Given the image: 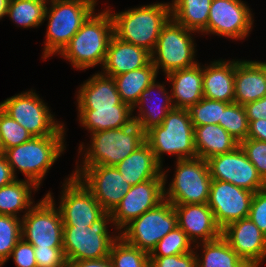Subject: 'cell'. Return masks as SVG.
Masks as SVG:
<instances>
[{"instance_id":"obj_17","label":"cell","mask_w":266,"mask_h":267,"mask_svg":"<svg viewBox=\"0 0 266 267\" xmlns=\"http://www.w3.org/2000/svg\"><path fill=\"white\" fill-rule=\"evenodd\" d=\"M166 172L168 173V170H163L165 179H151L131 186V189L111 212V225L115 226L118 232L133 219L157 207L164 201V187L167 181Z\"/></svg>"},{"instance_id":"obj_34","label":"cell","mask_w":266,"mask_h":267,"mask_svg":"<svg viewBox=\"0 0 266 267\" xmlns=\"http://www.w3.org/2000/svg\"><path fill=\"white\" fill-rule=\"evenodd\" d=\"M46 5L34 0H9L6 16L19 27L34 28L44 23Z\"/></svg>"},{"instance_id":"obj_44","label":"cell","mask_w":266,"mask_h":267,"mask_svg":"<svg viewBox=\"0 0 266 267\" xmlns=\"http://www.w3.org/2000/svg\"><path fill=\"white\" fill-rule=\"evenodd\" d=\"M248 217L266 235V188L254 193Z\"/></svg>"},{"instance_id":"obj_19","label":"cell","mask_w":266,"mask_h":267,"mask_svg":"<svg viewBox=\"0 0 266 267\" xmlns=\"http://www.w3.org/2000/svg\"><path fill=\"white\" fill-rule=\"evenodd\" d=\"M222 236L251 267H259L266 259V235L249 217L228 224Z\"/></svg>"},{"instance_id":"obj_3","label":"cell","mask_w":266,"mask_h":267,"mask_svg":"<svg viewBox=\"0 0 266 267\" xmlns=\"http://www.w3.org/2000/svg\"><path fill=\"white\" fill-rule=\"evenodd\" d=\"M64 139L65 135L32 137L25 143L7 149L3 155L16 179V169H18L26 180L40 188L48 170L66 149Z\"/></svg>"},{"instance_id":"obj_21","label":"cell","mask_w":266,"mask_h":267,"mask_svg":"<svg viewBox=\"0 0 266 267\" xmlns=\"http://www.w3.org/2000/svg\"><path fill=\"white\" fill-rule=\"evenodd\" d=\"M266 95V62L238 60L235 63L234 102L245 105Z\"/></svg>"},{"instance_id":"obj_12","label":"cell","mask_w":266,"mask_h":267,"mask_svg":"<svg viewBox=\"0 0 266 267\" xmlns=\"http://www.w3.org/2000/svg\"><path fill=\"white\" fill-rule=\"evenodd\" d=\"M177 226L173 204L164 200L157 207L133 219L120 231L119 236L150 254L157 243Z\"/></svg>"},{"instance_id":"obj_25","label":"cell","mask_w":266,"mask_h":267,"mask_svg":"<svg viewBox=\"0 0 266 267\" xmlns=\"http://www.w3.org/2000/svg\"><path fill=\"white\" fill-rule=\"evenodd\" d=\"M77 108H113L123 103L113 77L93 74L77 91Z\"/></svg>"},{"instance_id":"obj_24","label":"cell","mask_w":266,"mask_h":267,"mask_svg":"<svg viewBox=\"0 0 266 267\" xmlns=\"http://www.w3.org/2000/svg\"><path fill=\"white\" fill-rule=\"evenodd\" d=\"M235 61L215 60L203 66V95L207 99L234 102Z\"/></svg>"},{"instance_id":"obj_36","label":"cell","mask_w":266,"mask_h":267,"mask_svg":"<svg viewBox=\"0 0 266 267\" xmlns=\"http://www.w3.org/2000/svg\"><path fill=\"white\" fill-rule=\"evenodd\" d=\"M229 104L203 97L199 102L187 109L193 127L219 124V121H222L223 111Z\"/></svg>"},{"instance_id":"obj_4","label":"cell","mask_w":266,"mask_h":267,"mask_svg":"<svg viewBox=\"0 0 266 267\" xmlns=\"http://www.w3.org/2000/svg\"><path fill=\"white\" fill-rule=\"evenodd\" d=\"M96 2L97 0H54L49 7L46 6L44 21L48 20V26L43 60L63 51L94 12Z\"/></svg>"},{"instance_id":"obj_7","label":"cell","mask_w":266,"mask_h":267,"mask_svg":"<svg viewBox=\"0 0 266 267\" xmlns=\"http://www.w3.org/2000/svg\"><path fill=\"white\" fill-rule=\"evenodd\" d=\"M111 212H105L91 226H64L63 253L66 261L102 259L108 257L113 242L119 237L110 235L107 224Z\"/></svg>"},{"instance_id":"obj_45","label":"cell","mask_w":266,"mask_h":267,"mask_svg":"<svg viewBox=\"0 0 266 267\" xmlns=\"http://www.w3.org/2000/svg\"><path fill=\"white\" fill-rule=\"evenodd\" d=\"M11 257L16 267H37L33 245L22 238L16 243L10 258Z\"/></svg>"},{"instance_id":"obj_46","label":"cell","mask_w":266,"mask_h":267,"mask_svg":"<svg viewBox=\"0 0 266 267\" xmlns=\"http://www.w3.org/2000/svg\"><path fill=\"white\" fill-rule=\"evenodd\" d=\"M244 106L248 121L266 119V95L254 102L247 103Z\"/></svg>"},{"instance_id":"obj_28","label":"cell","mask_w":266,"mask_h":267,"mask_svg":"<svg viewBox=\"0 0 266 267\" xmlns=\"http://www.w3.org/2000/svg\"><path fill=\"white\" fill-rule=\"evenodd\" d=\"M80 124L91 133L120 129L130 125L133 109L128 104H118L113 108H77Z\"/></svg>"},{"instance_id":"obj_43","label":"cell","mask_w":266,"mask_h":267,"mask_svg":"<svg viewBox=\"0 0 266 267\" xmlns=\"http://www.w3.org/2000/svg\"><path fill=\"white\" fill-rule=\"evenodd\" d=\"M150 267H196L194 251L171 256H149Z\"/></svg>"},{"instance_id":"obj_35","label":"cell","mask_w":266,"mask_h":267,"mask_svg":"<svg viewBox=\"0 0 266 267\" xmlns=\"http://www.w3.org/2000/svg\"><path fill=\"white\" fill-rule=\"evenodd\" d=\"M109 257L114 267H150L149 254L120 236L113 242Z\"/></svg>"},{"instance_id":"obj_49","label":"cell","mask_w":266,"mask_h":267,"mask_svg":"<svg viewBox=\"0 0 266 267\" xmlns=\"http://www.w3.org/2000/svg\"><path fill=\"white\" fill-rule=\"evenodd\" d=\"M15 179L7 159L3 154L0 155V188L12 183Z\"/></svg>"},{"instance_id":"obj_26","label":"cell","mask_w":266,"mask_h":267,"mask_svg":"<svg viewBox=\"0 0 266 267\" xmlns=\"http://www.w3.org/2000/svg\"><path fill=\"white\" fill-rule=\"evenodd\" d=\"M156 89L159 95L161 94L163 96L162 102L159 100L155 101V98V100H153V98L150 97L154 96L153 92H155L154 90ZM165 89L166 88L164 84L158 83L156 82V80L153 81L141 93L137 104L132 108L133 112L135 111L136 107H138L139 109L138 113H140L138 114V116H134L133 114V120L142 128L144 133H146L153 127L161 125L162 121L167 116V113L175 108L172 102L171 93L170 95H168L169 93ZM162 96L160 97V99L162 98ZM150 101H155L156 103Z\"/></svg>"},{"instance_id":"obj_41","label":"cell","mask_w":266,"mask_h":267,"mask_svg":"<svg viewBox=\"0 0 266 267\" xmlns=\"http://www.w3.org/2000/svg\"><path fill=\"white\" fill-rule=\"evenodd\" d=\"M239 146L266 182V142L247 138L242 140Z\"/></svg>"},{"instance_id":"obj_6","label":"cell","mask_w":266,"mask_h":267,"mask_svg":"<svg viewBox=\"0 0 266 267\" xmlns=\"http://www.w3.org/2000/svg\"><path fill=\"white\" fill-rule=\"evenodd\" d=\"M91 144L86 150L81 143L79 152H85L81 166H116L145 143V133L133 121L120 129L91 133Z\"/></svg>"},{"instance_id":"obj_14","label":"cell","mask_w":266,"mask_h":267,"mask_svg":"<svg viewBox=\"0 0 266 267\" xmlns=\"http://www.w3.org/2000/svg\"><path fill=\"white\" fill-rule=\"evenodd\" d=\"M67 179V180H66ZM63 184L60 211L64 226H91L106 211L83 183L72 174Z\"/></svg>"},{"instance_id":"obj_40","label":"cell","mask_w":266,"mask_h":267,"mask_svg":"<svg viewBox=\"0 0 266 267\" xmlns=\"http://www.w3.org/2000/svg\"><path fill=\"white\" fill-rule=\"evenodd\" d=\"M33 136L0 108V141L4 151L30 140Z\"/></svg>"},{"instance_id":"obj_20","label":"cell","mask_w":266,"mask_h":267,"mask_svg":"<svg viewBox=\"0 0 266 267\" xmlns=\"http://www.w3.org/2000/svg\"><path fill=\"white\" fill-rule=\"evenodd\" d=\"M173 207L177 214L178 227L186 233L193 245L217 239L222 235V229L217 225L213 211L207 203Z\"/></svg>"},{"instance_id":"obj_18","label":"cell","mask_w":266,"mask_h":267,"mask_svg":"<svg viewBox=\"0 0 266 267\" xmlns=\"http://www.w3.org/2000/svg\"><path fill=\"white\" fill-rule=\"evenodd\" d=\"M253 196L250 190L212 179L207 204L217 225L224 229L228 224L248 217Z\"/></svg>"},{"instance_id":"obj_42","label":"cell","mask_w":266,"mask_h":267,"mask_svg":"<svg viewBox=\"0 0 266 267\" xmlns=\"http://www.w3.org/2000/svg\"><path fill=\"white\" fill-rule=\"evenodd\" d=\"M37 267H67L63 247H34Z\"/></svg>"},{"instance_id":"obj_1","label":"cell","mask_w":266,"mask_h":267,"mask_svg":"<svg viewBox=\"0 0 266 267\" xmlns=\"http://www.w3.org/2000/svg\"><path fill=\"white\" fill-rule=\"evenodd\" d=\"M111 11L110 8L105 9L97 15L93 12L60 53L75 69L87 70L99 64L103 66L110 39L114 35Z\"/></svg>"},{"instance_id":"obj_13","label":"cell","mask_w":266,"mask_h":267,"mask_svg":"<svg viewBox=\"0 0 266 267\" xmlns=\"http://www.w3.org/2000/svg\"><path fill=\"white\" fill-rule=\"evenodd\" d=\"M72 173L106 212H112L131 186L116 166H79Z\"/></svg>"},{"instance_id":"obj_23","label":"cell","mask_w":266,"mask_h":267,"mask_svg":"<svg viewBox=\"0 0 266 267\" xmlns=\"http://www.w3.org/2000/svg\"><path fill=\"white\" fill-rule=\"evenodd\" d=\"M166 79L171 82V97L175 108L188 109L203 97V66L196 65L170 72Z\"/></svg>"},{"instance_id":"obj_38","label":"cell","mask_w":266,"mask_h":267,"mask_svg":"<svg viewBox=\"0 0 266 267\" xmlns=\"http://www.w3.org/2000/svg\"><path fill=\"white\" fill-rule=\"evenodd\" d=\"M221 125L239 143L247 139L249 121L244 106L238 103H230L223 111Z\"/></svg>"},{"instance_id":"obj_39","label":"cell","mask_w":266,"mask_h":267,"mask_svg":"<svg viewBox=\"0 0 266 267\" xmlns=\"http://www.w3.org/2000/svg\"><path fill=\"white\" fill-rule=\"evenodd\" d=\"M193 242L178 226L165 235L152 250L149 256H171L195 251Z\"/></svg>"},{"instance_id":"obj_16","label":"cell","mask_w":266,"mask_h":267,"mask_svg":"<svg viewBox=\"0 0 266 267\" xmlns=\"http://www.w3.org/2000/svg\"><path fill=\"white\" fill-rule=\"evenodd\" d=\"M242 0H212L206 34L243 40L253 28V16Z\"/></svg>"},{"instance_id":"obj_15","label":"cell","mask_w":266,"mask_h":267,"mask_svg":"<svg viewBox=\"0 0 266 267\" xmlns=\"http://www.w3.org/2000/svg\"><path fill=\"white\" fill-rule=\"evenodd\" d=\"M206 161L213 180L229 182L253 193L266 188V182L240 146Z\"/></svg>"},{"instance_id":"obj_30","label":"cell","mask_w":266,"mask_h":267,"mask_svg":"<svg viewBox=\"0 0 266 267\" xmlns=\"http://www.w3.org/2000/svg\"><path fill=\"white\" fill-rule=\"evenodd\" d=\"M199 246L203 248V254L200 259L196 250V267H251L239 257L222 235L217 239L198 243L194 249H199Z\"/></svg>"},{"instance_id":"obj_47","label":"cell","mask_w":266,"mask_h":267,"mask_svg":"<svg viewBox=\"0 0 266 267\" xmlns=\"http://www.w3.org/2000/svg\"><path fill=\"white\" fill-rule=\"evenodd\" d=\"M247 138L266 142V119L249 121Z\"/></svg>"},{"instance_id":"obj_27","label":"cell","mask_w":266,"mask_h":267,"mask_svg":"<svg viewBox=\"0 0 266 267\" xmlns=\"http://www.w3.org/2000/svg\"><path fill=\"white\" fill-rule=\"evenodd\" d=\"M162 167L146 142L116 165L132 186L151 179H165Z\"/></svg>"},{"instance_id":"obj_10","label":"cell","mask_w":266,"mask_h":267,"mask_svg":"<svg viewBox=\"0 0 266 267\" xmlns=\"http://www.w3.org/2000/svg\"><path fill=\"white\" fill-rule=\"evenodd\" d=\"M0 108L33 137L66 135L64 124L55 121L49 107L33 90L7 98L0 103Z\"/></svg>"},{"instance_id":"obj_33","label":"cell","mask_w":266,"mask_h":267,"mask_svg":"<svg viewBox=\"0 0 266 267\" xmlns=\"http://www.w3.org/2000/svg\"><path fill=\"white\" fill-rule=\"evenodd\" d=\"M212 0H172L171 18L188 30L203 32L207 28Z\"/></svg>"},{"instance_id":"obj_51","label":"cell","mask_w":266,"mask_h":267,"mask_svg":"<svg viewBox=\"0 0 266 267\" xmlns=\"http://www.w3.org/2000/svg\"><path fill=\"white\" fill-rule=\"evenodd\" d=\"M34 1L41 2V3H43L44 5L47 6V4H51L54 0H34ZM48 2H50V3H48Z\"/></svg>"},{"instance_id":"obj_22","label":"cell","mask_w":266,"mask_h":267,"mask_svg":"<svg viewBox=\"0 0 266 267\" xmlns=\"http://www.w3.org/2000/svg\"><path fill=\"white\" fill-rule=\"evenodd\" d=\"M151 53L131 43L124 42L113 35L110 39L106 58L102 66L104 75L114 77L147 66Z\"/></svg>"},{"instance_id":"obj_37","label":"cell","mask_w":266,"mask_h":267,"mask_svg":"<svg viewBox=\"0 0 266 267\" xmlns=\"http://www.w3.org/2000/svg\"><path fill=\"white\" fill-rule=\"evenodd\" d=\"M21 218L0 215V264L9 260L16 243L22 238Z\"/></svg>"},{"instance_id":"obj_8","label":"cell","mask_w":266,"mask_h":267,"mask_svg":"<svg viewBox=\"0 0 266 267\" xmlns=\"http://www.w3.org/2000/svg\"><path fill=\"white\" fill-rule=\"evenodd\" d=\"M192 33V34H191ZM194 31L188 30L173 18L163 26L156 46L151 53V62L157 74L159 69L165 73L189 68L196 65Z\"/></svg>"},{"instance_id":"obj_5","label":"cell","mask_w":266,"mask_h":267,"mask_svg":"<svg viewBox=\"0 0 266 267\" xmlns=\"http://www.w3.org/2000/svg\"><path fill=\"white\" fill-rule=\"evenodd\" d=\"M145 142L162 166L164 153L176 155V160L197 157L194 127L187 109L170 110L161 125L145 133Z\"/></svg>"},{"instance_id":"obj_29","label":"cell","mask_w":266,"mask_h":267,"mask_svg":"<svg viewBox=\"0 0 266 267\" xmlns=\"http://www.w3.org/2000/svg\"><path fill=\"white\" fill-rule=\"evenodd\" d=\"M194 139L197 157L205 160L239 146V142L219 124L195 126Z\"/></svg>"},{"instance_id":"obj_32","label":"cell","mask_w":266,"mask_h":267,"mask_svg":"<svg viewBox=\"0 0 266 267\" xmlns=\"http://www.w3.org/2000/svg\"><path fill=\"white\" fill-rule=\"evenodd\" d=\"M32 190H39L29 180L15 179L12 183L0 188V215L18 217L19 212L26 214L33 206ZM25 209V211H23Z\"/></svg>"},{"instance_id":"obj_31","label":"cell","mask_w":266,"mask_h":267,"mask_svg":"<svg viewBox=\"0 0 266 267\" xmlns=\"http://www.w3.org/2000/svg\"><path fill=\"white\" fill-rule=\"evenodd\" d=\"M155 66L150 62L141 67L113 77L123 103L133 108L141 93L157 78Z\"/></svg>"},{"instance_id":"obj_11","label":"cell","mask_w":266,"mask_h":267,"mask_svg":"<svg viewBox=\"0 0 266 267\" xmlns=\"http://www.w3.org/2000/svg\"><path fill=\"white\" fill-rule=\"evenodd\" d=\"M49 191L21 217L22 239L33 247H63V222Z\"/></svg>"},{"instance_id":"obj_52","label":"cell","mask_w":266,"mask_h":267,"mask_svg":"<svg viewBox=\"0 0 266 267\" xmlns=\"http://www.w3.org/2000/svg\"><path fill=\"white\" fill-rule=\"evenodd\" d=\"M3 153H4V150L2 148L1 141H0V155H2Z\"/></svg>"},{"instance_id":"obj_50","label":"cell","mask_w":266,"mask_h":267,"mask_svg":"<svg viewBox=\"0 0 266 267\" xmlns=\"http://www.w3.org/2000/svg\"><path fill=\"white\" fill-rule=\"evenodd\" d=\"M9 0H0V20L6 16Z\"/></svg>"},{"instance_id":"obj_48","label":"cell","mask_w":266,"mask_h":267,"mask_svg":"<svg viewBox=\"0 0 266 267\" xmlns=\"http://www.w3.org/2000/svg\"><path fill=\"white\" fill-rule=\"evenodd\" d=\"M67 267H114L110 257L102 259L68 261Z\"/></svg>"},{"instance_id":"obj_2","label":"cell","mask_w":266,"mask_h":267,"mask_svg":"<svg viewBox=\"0 0 266 267\" xmlns=\"http://www.w3.org/2000/svg\"><path fill=\"white\" fill-rule=\"evenodd\" d=\"M114 35L152 53L163 26L171 18L170 3H154L112 13Z\"/></svg>"},{"instance_id":"obj_9","label":"cell","mask_w":266,"mask_h":267,"mask_svg":"<svg viewBox=\"0 0 266 267\" xmlns=\"http://www.w3.org/2000/svg\"><path fill=\"white\" fill-rule=\"evenodd\" d=\"M175 170L169 188L164 187V200L173 205L207 203L212 181L207 161L199 157L177 160Z\"/></svg>"}]
</instances>
